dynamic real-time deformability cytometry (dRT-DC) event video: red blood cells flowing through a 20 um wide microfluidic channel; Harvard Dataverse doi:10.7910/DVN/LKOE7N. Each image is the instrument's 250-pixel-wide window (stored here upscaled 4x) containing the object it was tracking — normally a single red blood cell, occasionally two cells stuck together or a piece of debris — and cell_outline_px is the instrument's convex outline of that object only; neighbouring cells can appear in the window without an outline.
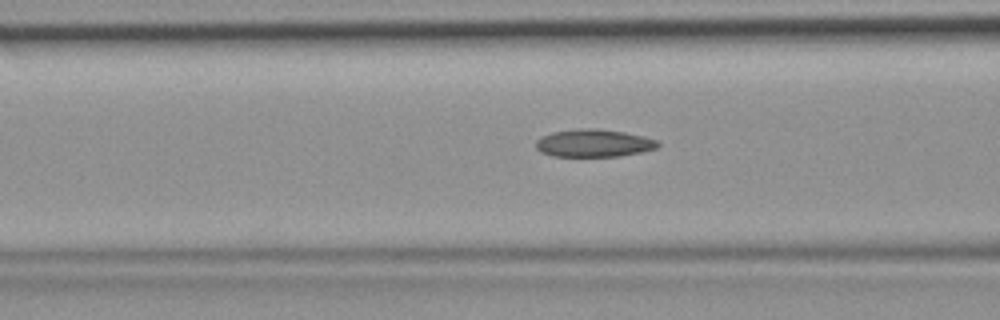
{"species": "common noctule bat (a hibernating species)", "species_latin": "Nyctalus noctula", "temperature_condition": "room temperature", "stored_images_in_passage": 46, "camera_frame_rate_fps": 3000, "um_per_image_px": 0.085, "animal": {"sex": "female", "body_mass_g": 19.9}, "frame": {"image": 1, "passage_image": 18, "time_ms": 5.667, "image_size_px": [1000, 320], "cell_outline_px": [[660, 144], [656, 148], [640, 152], [620, 156], [552, 156], [540, 152], [536, 148], [536, 140], [540, 136], [552, 132], [576, 128], [596, 128], [624, 132], [644, 136], [656, 140]], "centroid_in_image_um": [50.43, 12.16], "position_along_channel_um": 116.2, "area_um2": 19.77}}
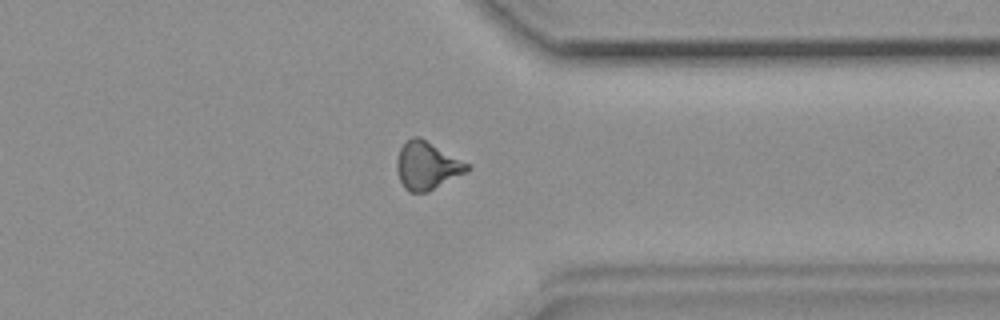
{"frame": {"image": 2, "passage_image": 36, "time_ms": 11.667, "image_size_px": [1000, 320], "cell_outline_px": [[472, 168], [428, 192], [408, 192], [404, 188], [400, 180], [396, 168], [396, 160], [400, 148], [412, 136], [420, 136], [472, 164]], "centroid_in_image_um": [36.31, 14.06], "position_along_channel_um": 375.1, "area_um2": 19.83}}
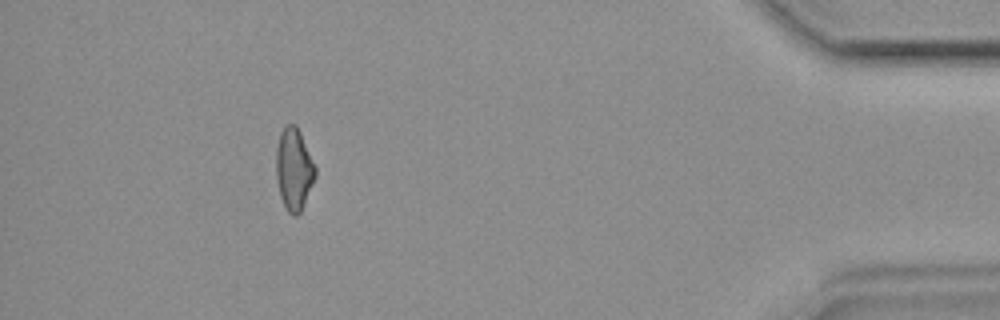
{"frame": {"image": 3, "passage_image": 42, "time_ms": 13.667, "image_size_px": [1000, 320], "cell_outline_px": [[316, 176], [300, 212], [296, 216], [292, 216], [288, 212], [280, 196], [276, 180], [276, 148], [280, 132], [284, 124], [296, 124], [300, 132], [316, 168]], "centroid_in_image_um": [24.96, 14.36], "position_along_channel_um": 410.2, "area_um2": 18.73}}